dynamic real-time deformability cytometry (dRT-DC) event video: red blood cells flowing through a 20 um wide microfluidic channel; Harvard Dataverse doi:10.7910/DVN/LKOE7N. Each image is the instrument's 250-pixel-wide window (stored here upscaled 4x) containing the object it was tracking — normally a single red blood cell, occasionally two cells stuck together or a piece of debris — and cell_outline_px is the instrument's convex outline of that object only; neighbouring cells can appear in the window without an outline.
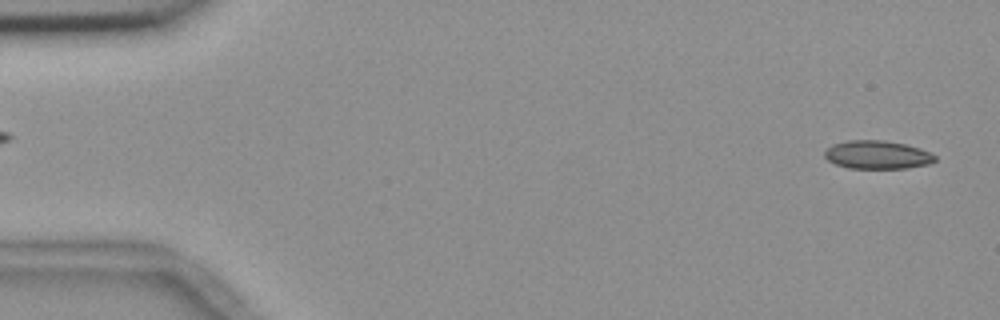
{"species": "common noctule bat (a hibernating species)", "species_latin": "Nyctalus noctula", "temperature_condition": "room temperature", "stored_images_in_passage": 11, "camera_frame_rate_fps": 3000, "um_per_image_px": 0.085, "animal": {"sex": "female", "body_mass_g": 18.4}, "frame": {"image": 1, "passage_image": 2, "time_ms": 0.333, "image_size_px": [1000, 320], "cell_outline_px": [[936, 160], [928, 164], [908, 168], [848, 168], [836, 164], [828, 160], [824, 156], [824, 152], [832, 144], [848, 140], [884, 140], [904, 144], [920, 148], [936, 156]], "centroid_in_image_um": [74.56, 13.15], "position_along_channel_um": 10.4, "area_um2": 18.15}}